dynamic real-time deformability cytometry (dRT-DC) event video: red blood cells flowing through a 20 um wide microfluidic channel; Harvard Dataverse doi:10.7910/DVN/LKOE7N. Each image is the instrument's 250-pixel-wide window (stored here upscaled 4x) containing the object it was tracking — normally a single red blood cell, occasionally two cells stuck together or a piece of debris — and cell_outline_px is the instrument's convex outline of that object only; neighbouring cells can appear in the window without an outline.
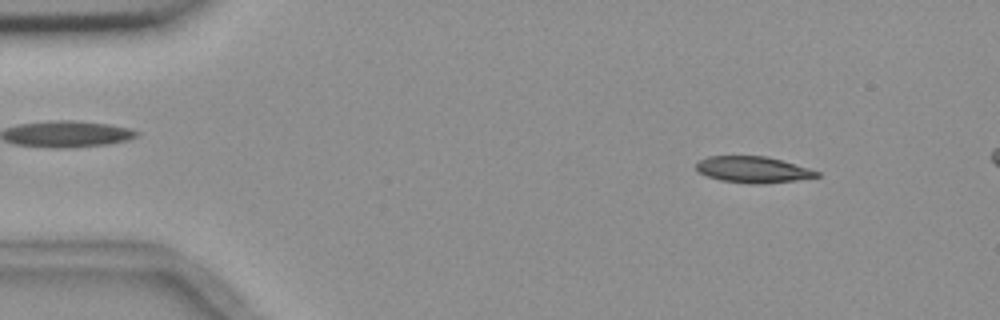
{"species": "common noctule bat (a hibernating species)", "species_latin": "Nyctalus noctula", "temperature_condition": "room temperature", "stored_images_in_passage": 4, "camera_frame_rate_fps": 3000, "um_per_image_px": 0.085, "animal": {"sex": "female", "body_mass_g": 18.4}, "frame": {"image": 1, "passage_image": 1, "time_ms": 0.0, "image_size_px": [1000, 320], "cell_outline_px": [[820, 176], [796, 180], [760, 184], [756, 184], [720, 180], [708, 176], [700, 172], [696, 168], [696, 164], [700, 160], [708, 156], [764, 156], [780, 160], [808, 168], [820, 172]], "centroid_in_image_um": [64.0, 14.41], "position_along_channel_um": 21.0, "area_um2": 18.15}}